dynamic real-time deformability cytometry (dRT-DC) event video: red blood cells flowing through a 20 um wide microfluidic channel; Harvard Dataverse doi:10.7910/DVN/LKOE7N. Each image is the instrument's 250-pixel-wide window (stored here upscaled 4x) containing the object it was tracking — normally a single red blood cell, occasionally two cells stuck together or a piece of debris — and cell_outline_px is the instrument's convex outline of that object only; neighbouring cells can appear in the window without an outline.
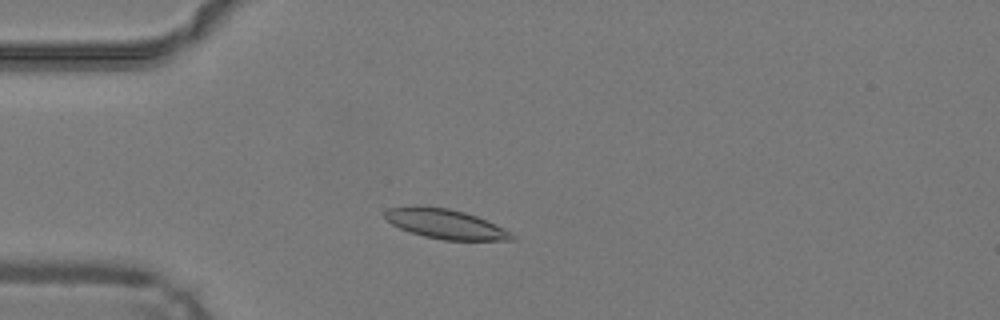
{"species": "common noctule bat (a hibernating species)", "species_latin": "Nyctalus noctula", "temperature_condition": "warm", "stored_images_in_passage": 43, "camera_frame_rate_fps": 3000, "um_per_image_px": 0.085, "animal": {"sex": "male", "body_mass_g": 19.2, "forearm_length_mm": 51.8}, "frame": {"image": 1, "passage_image": 8, "time_ms": 2.333, "image_size_px": [1000, 320], "cell_outline_px": [[516, 240], [444, 240], [424, 236], [400, 228], [392, 224], [384, 216], [384, 212], [388, 208], [412, 204], [424, 204], [448, 208], [464, 212], [476, 216], [504, 228], [512, 232], [516, 236]], "centroid_in_image_um": [37.84, 19.01], "position_along_channel_um": 47.2, "area_um2": 22.25}}
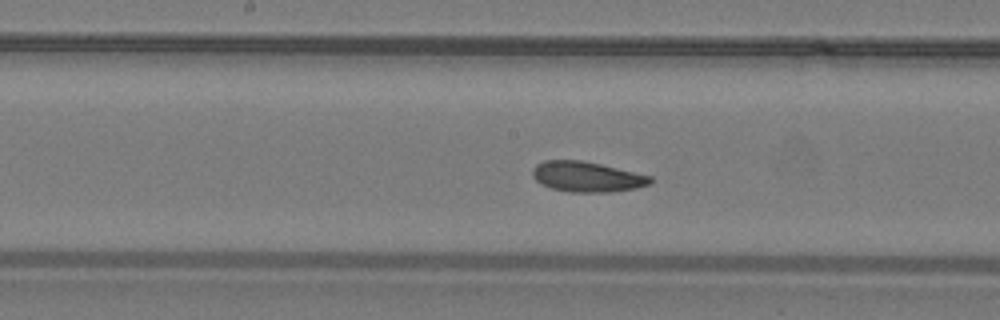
{"frame": {"image": 2, "passage_image": 20, "time_ms": 6.333, "image_size_px": [1000, 320], "cell_outline_px": [[652, 184], [636, 188], [612, 192], [572, 192], [552, 188], [540, 184], [532, 176], [532, 168], [536, 164], [544, 160], [584, 160], [652, 176]], "centroid_in_image_um": [49.89, 15.02], "position_along_channel_um": 198.3, "area_um2": 20.98}}
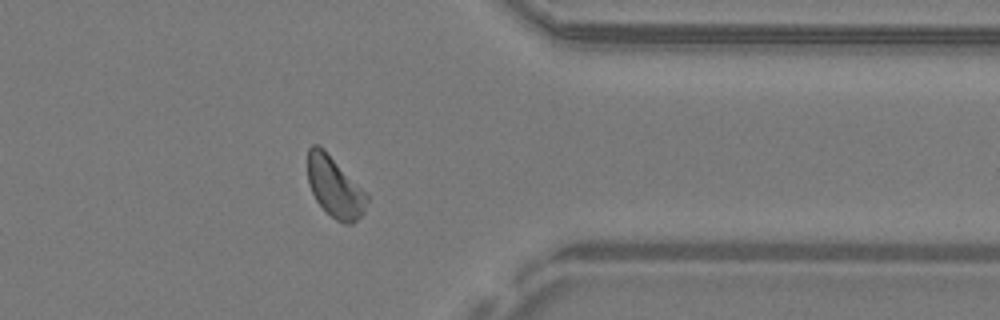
{"frame": {"image": 3, "passage_image": 34, "time_ms": 11.0, "image_size_px": [1000, 320], "cell_outline_px": [[368, 200], [364, 212], [352, 224], [344, 224], [336, 220], [316, 200], [308, 184], [308, 148], [312, 144], [316, 144], [324, 148], [368, 196]], "centroid_in_image_um": [28.43, 15.89], "position_along_channel_um": 383.0, "area_um2": 20.58}, "authors_computed_cell_mechanics": {"area_um2": 20.8658, "velocity_mm_per_s": 4.2111, "shape_relaxation_time_tau1_ms": 2.4243, "shape_relaxation_time_tau2_ms": 1.9971, "deformation_change_tau1": 0.1105, "deformation_change_tau2": 0.0872}}